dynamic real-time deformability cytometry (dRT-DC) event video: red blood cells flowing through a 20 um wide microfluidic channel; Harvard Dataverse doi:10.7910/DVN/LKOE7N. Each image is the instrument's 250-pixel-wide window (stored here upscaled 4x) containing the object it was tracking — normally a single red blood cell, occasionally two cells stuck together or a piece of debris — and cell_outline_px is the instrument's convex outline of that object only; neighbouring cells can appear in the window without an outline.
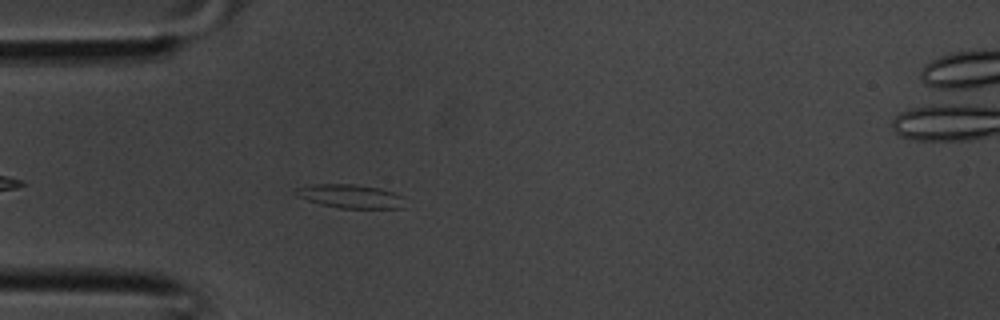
{"species": "common noctule bat (a hibernating species)", "species_latin": "Nyctalus noctula", "temperature_condition": "room temperature", "stored_images_in_passage": 28, "camera_frame_rate_fps": 3000, "um_per_image_px": 0.085, "animal": {"sex": "male", "body_mass_g": 20.1, "forearm_length_mm": 53.5}, "frame": {"image": 1, "passage_image": 1, "time_ms": 0.0, "image_size_px": [1000, 320], "cell_outline_px": [[404, 208], [336, 208], [320, 204], [296, 196], [292, 192], [296, 188], [312, 184], [352, 184], [380, 188], [404, 196]], "centroid_in_image_um": [29.76, 16.68], "position_along_channel_um": 55.2, "area_um2": 15.2}}
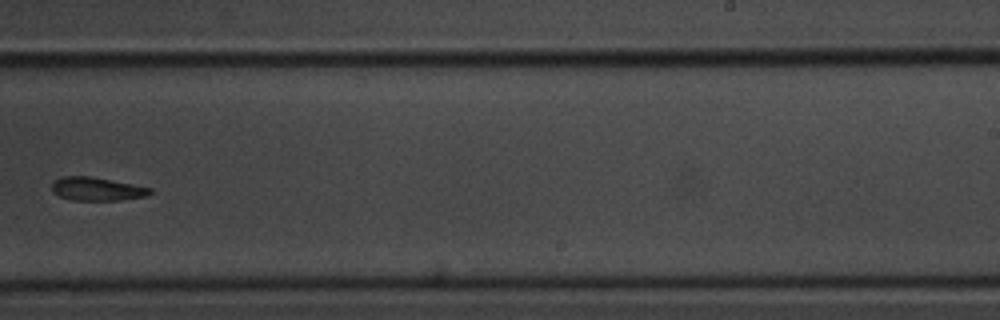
{"frame": {"image": 2, "passage_image": 14, "time_ms": 4.333, "image_size_px": [1000, 320], "cell_outline_px": [[152, 192], [144, 196], [120, 200], [72, 200], [60, 196], [52, 192], [52, 184], [56, 180], [64, 176], [92, 176], [152, 188]], "centroid_in_image_um": [8.22, 16.06], "position_along_channel_um": 280.8, "area_um2": 13.24}}
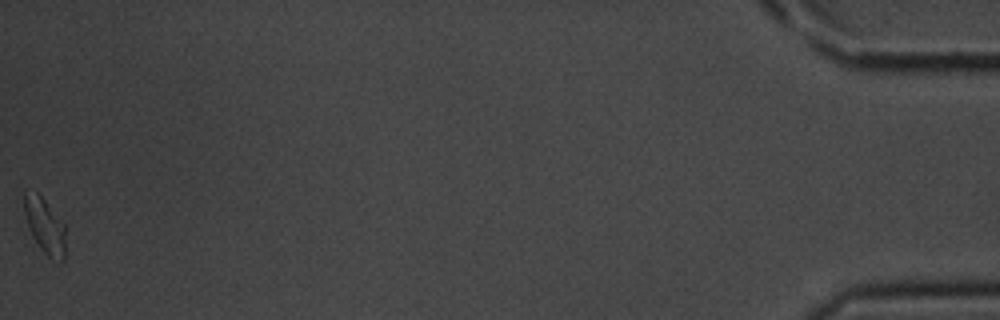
{"frame": {"image": 3, "passage_image": 28, "time_ms": 9.0, "image_size_px": [1000, 320], "cell_outline_px": [[64, 260], [60, 264], [48, 256], [40, 248], [32, 236], [28, 228], [24, 212], [24, 192], [36, 192], [44, 200], [64, 224]], "centroid_in_image_um": [3.8, 19.24], "position_along_channel_um": 431.4, "area_um2": 13.12}}